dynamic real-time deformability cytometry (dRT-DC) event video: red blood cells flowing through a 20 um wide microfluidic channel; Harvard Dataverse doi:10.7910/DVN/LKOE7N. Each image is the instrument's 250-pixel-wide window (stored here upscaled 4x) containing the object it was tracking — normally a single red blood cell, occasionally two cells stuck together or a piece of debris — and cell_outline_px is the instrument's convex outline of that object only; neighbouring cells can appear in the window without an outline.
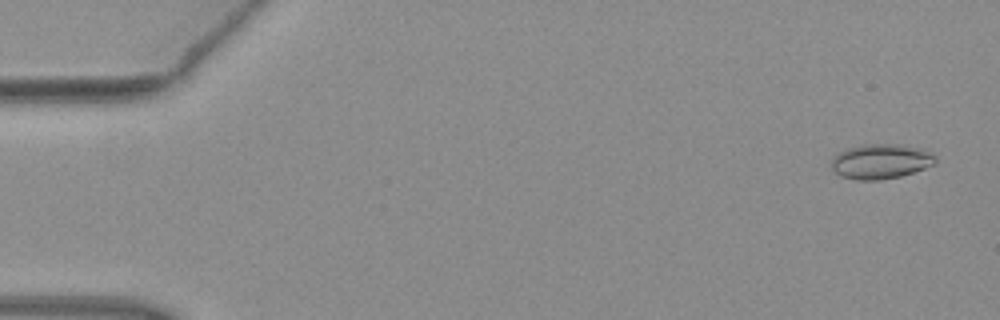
{"species": "common noctule bat (a hibernating species)", "species_latin": "Nyctalus noctula", "temperature_condition": "warm", "stored_images_in_passage": 6, "camera_frame_rate_fps": 3000, "um_per_image_px": 0.085, "animal": {"sex": "female", "body_mass_g": 19.3, "forearm_length_mm": 54.1}, "frame": {"image": 1, "passage_image": 1, "time_ms": 0.0, "image_size_px": [1000, 320], "cell_outline_px": [[936, 164], [900, 176], [880, 180], [856, 180], [840, 176], [832, 168], [832, 156], [848, 148], [864, 144], [900, 144], [920, 148], [936, 156]], "centroid_in_image_um": [74.86, 13.72], "position_along_channel_um": 10.1, "area_um2": 21.1}}
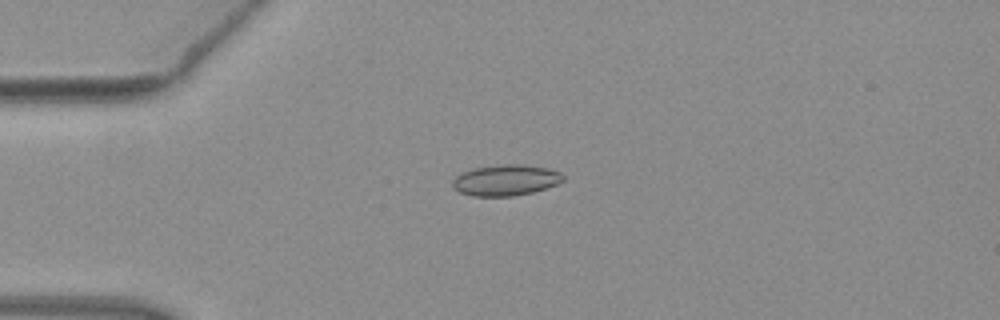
{"frame": {"image": 2, "passage_image": 4, "time_ms": 1.0, "image_size_px": [1000, 320], "cell_outline_px": [[564, 180], [556, 184], [532, 192], [512, 196], [472, 196], [460, 192], [452, 188], [452, 180], [456, 176], [472, 168], [504, 164], [524, 164], [548, 168], [560, 172], [564, 176]], "centroid_in_image_um": [42.97, 15.31], "position_along_channel_um": 42.0, "area_um2": 19.94}}
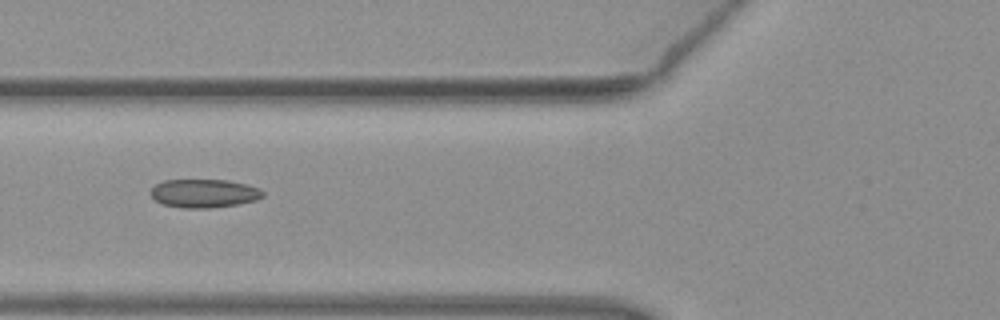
{"frame": {"image": 3, "passage_image": 6, "time_ms": 1.667, "image_size_px": [1000, 320], "cell_outline_px": [[264, 196], [256, 200], [236, 204], [208, 208], [184, 208], [164, 204], [156, 200], [148, 192], [156, 184], [164, 180], [228, 180], [248, 184], [260, 188], [264, 192]], "centroid_in_image_um": [17.36, 16.42], "position_along_channel_um": 108.4, "area_um2": 18.61}}